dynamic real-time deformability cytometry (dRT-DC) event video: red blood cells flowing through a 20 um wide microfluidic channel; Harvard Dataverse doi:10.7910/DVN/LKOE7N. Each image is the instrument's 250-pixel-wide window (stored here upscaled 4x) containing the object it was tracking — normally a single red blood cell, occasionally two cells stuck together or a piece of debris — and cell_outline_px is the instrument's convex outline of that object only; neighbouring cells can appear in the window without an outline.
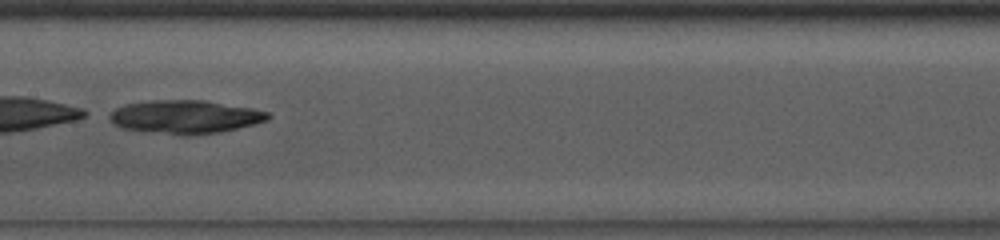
{"species": "common noctule bat (a hibernating species)", "species_latin": "Nyctalus noctula", "temperature_condition": "room temperature", "stored_images_in_passage": 35, "camera_frame_rate_fps": 3000, "um_per_image_px": 0.085, "animal": {"sex": "male", "body_mass_g": 13.0, "forearm_length_mm": 53.1}, "frame": {"image": 1, "passage_image": 16, "time_ms": 5.0, "image_size_px": [1000, 240], "cell_outline_px": [[272, 116], [268, 120], [256, 124], [220, 132], [192, 136], [184, 136], [124, 128], [116, 124], [108, 116], [116, 108], [124, 104], [148, 100], [204, 100], [252, 108], [268, 112]], "centroid_in_image_um": [15.79, 9.93], "position_along_channel_um": 191.6, "area_um2": 30.87}}